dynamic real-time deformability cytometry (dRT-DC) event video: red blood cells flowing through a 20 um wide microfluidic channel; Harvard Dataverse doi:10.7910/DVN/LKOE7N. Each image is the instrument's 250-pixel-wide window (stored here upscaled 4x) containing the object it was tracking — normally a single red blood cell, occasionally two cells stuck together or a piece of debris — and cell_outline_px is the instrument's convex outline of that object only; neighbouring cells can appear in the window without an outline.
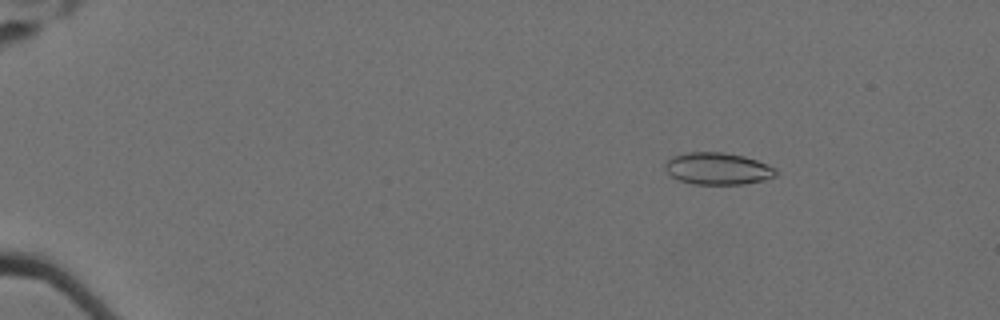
{"species": "Egyptian fruit bat (a non-hibernating species)", "species_latin": "Rousettus aegyptiacus", "temperature_condition": "cold", "stored_images_in_passage": 61, "camera_frame_rate_fps": 3000, "um_per_image_px": 0.085, "animal": {"sex": "female"}, "frame": {"image": 1, "passage_image": 10, "time_ms": 3.0, "image_size_px": [1000, 320], "cell_outline_px": [[780, 172], [776, 176], [764, 180], [744, 184], [692, 184], [680, 180], [672, 176], [664, 168], [664, 164], [672, 156], [688, 152], [724, 152], [744, 156], [756, 160], [776, 168]], "centroid_in_image_um": [61.03, 14.33], "position_along_channel_um": 24.0, "area_um2": 20.75}}
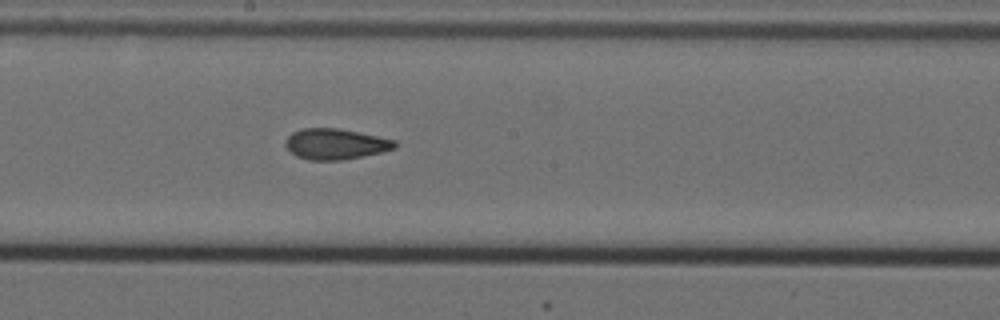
{"frame": {"image": 2, "passage_image": 36, "time_ms": 11.667, "image_size_px": [1000, 320], "cell_outline_px": [[396, 148], [384, 152], [340, 160], [308, 160], [296, 156], [284, 144], [288, 136], [292, 132], [300, 128], [336, 128], [396, 140]], "centroid_in_image_um": [28.5, 12.24], "position_along_channel_um": 219.7, "area_um2": 19.48}}
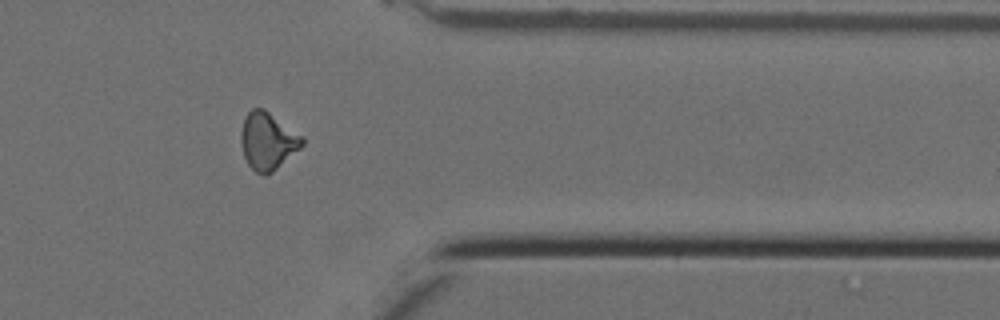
{"frame": {"image": 3, "passage_image": 51, "time_ms": 16.667, "image_size_px": [1000, 320], "cell_outline_px": [[304, 144], [300, 148], [272, 172], [264, 176], [256, 172], [248, 164], [244, 156], [240, 140], [240, 132], [244, 116], [252, 108], [264, 108], [304, 136]], "centroid_in_image_um": [22.75, 11.96], "position_along_channel_um": 388.7, "area_um2": 20.63}, "authors_computed_cell_mechanics": {"area_um2": 19.941, "velocity_mm_per_s": 3.5161, "shape_relaxation_time_tau1_ms": null, "shape_relaxation_time_tau2_ms": 2.6108, "deformation_change_tau1": null, "deformation_change_tau2": 0.0933}}